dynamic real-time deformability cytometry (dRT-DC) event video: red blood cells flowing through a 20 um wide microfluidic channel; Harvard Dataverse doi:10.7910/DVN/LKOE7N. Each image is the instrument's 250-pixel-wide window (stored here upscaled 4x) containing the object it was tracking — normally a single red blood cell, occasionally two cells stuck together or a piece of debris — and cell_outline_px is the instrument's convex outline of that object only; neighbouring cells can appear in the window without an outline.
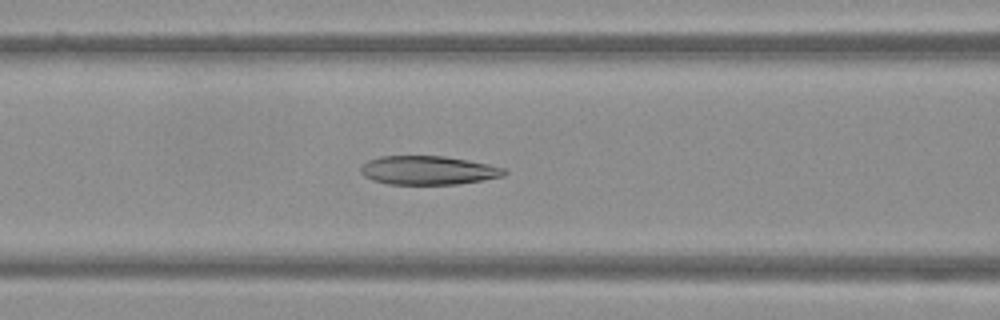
{"species": "Egyptian fruit bat (a non-hibernating species)", "species_latin": "Rousettus aegyptiacus", "temperature_condition": "warm", "stored_images_in_passage": 50, "camera_frame_rate_fps": 3000, "um_per_image_px": 0.085, "frame": {"image": 1, "passage_image": 21, "time_ms": 6.667, "image_size_px": [1000, 320], "cell_outline_px": [[508, 172], [504, 176], [484, 180], [456, 184], [388, 184], [372, 180], [364, 176], [360, 172], [360, 168], [368, 160], [380, 156], [444, 156], [468, 160], [488, 164], [504, 168]], "centroid_in_image_um": [36.4, 14.48], "position_along_channel_um": 130.2, "area_um2": 24.1}}
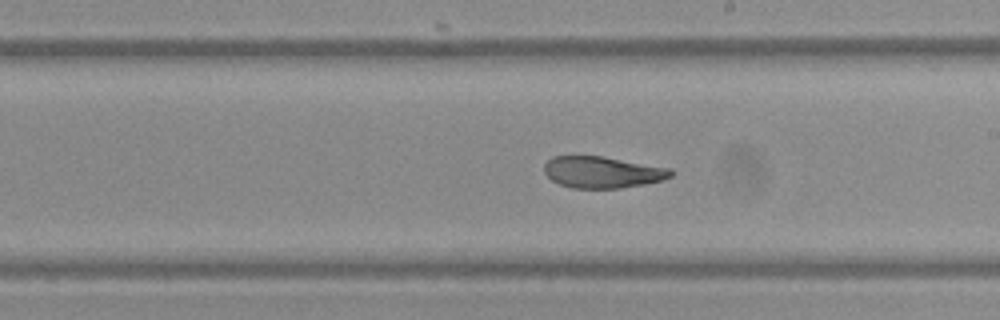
{"frame": {"image": 2, "passage_image": 29, "time_ms": 9.333, "image_size_px": [1000, 320], "cell_outline_px": [[676, 172], [672, 176], [664, 180], [644, 184], [620, 188], [572, 188], [560, 184], [552, 180], [544, 172], [544, 164], [552, 156], [604, 156], [672, 168]], "centroid_in_image_um": [51.25, 14.63], "position_along_channel_um": 237.7, "area_um2": 23.52}}
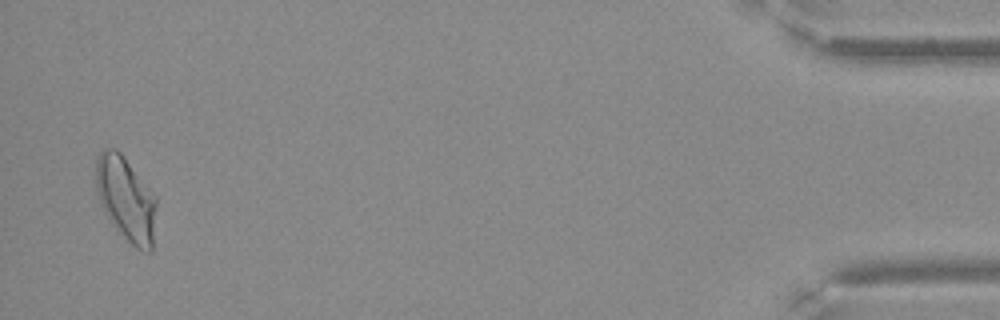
{"frame": {"image": 3, "passage_image": 49, "time_ms": 16.0, "image_size_px": [1000, 320], "cell_outline_px": [[156, 208], [152, 252], [144, 252], [136, 248], [116, 232], [104, 212], [100, 204], [96, 192], [96, 156], [104, 148], [116, 148], [120, 152], [156, 196]], "centroid_in_image_um": [10.69, 16.94], "position_along_channel_um": 424.5, "area_um2": 30.11}}